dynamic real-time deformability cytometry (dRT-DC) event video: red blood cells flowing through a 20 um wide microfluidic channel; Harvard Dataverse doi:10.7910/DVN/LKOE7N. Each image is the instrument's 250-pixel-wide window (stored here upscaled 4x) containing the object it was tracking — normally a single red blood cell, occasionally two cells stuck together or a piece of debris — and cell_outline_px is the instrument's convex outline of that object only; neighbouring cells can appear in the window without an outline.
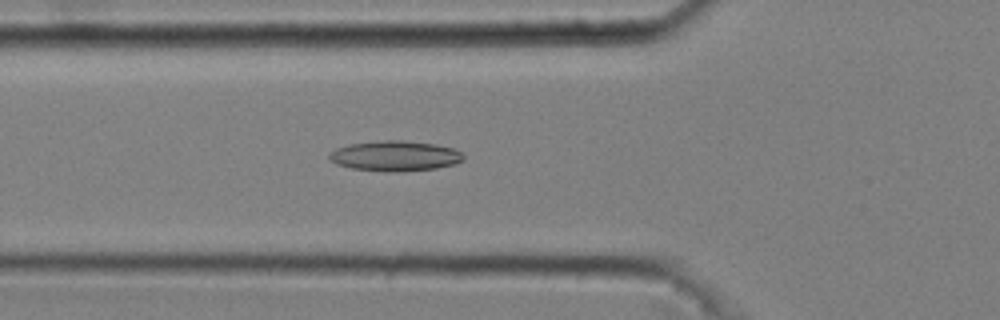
{"species": "common noctule bat (a hibernating species)", "species_latin": "Nyctalus noctula", "temperature_condition": "cold", "stored_images_in_passage": 52, "camera_frame_rate_fps": 3000, "um_per_image_px": 0.085, "animal": {"sex": "male", "body_mass_g": 20.4}, "frame": {"image": 1, "passage_image": 19, "time_ms": 6.0, "image_size_px": [1000, 320], "cell_outline_px": [[464, 160], [456, 164], [436, 168], [396, 172], [384, 172], [352, 168], [336, 164], [328, 160], [328, 152], [336, 148], [348, 144], [384, 140], [400, 140], [436, 144], [456, 148], [464, 156]], "centroid_in_image_um": [33.56, 13.25], "position_along_channel_um": 92.2, "area_um2": 23.99}}
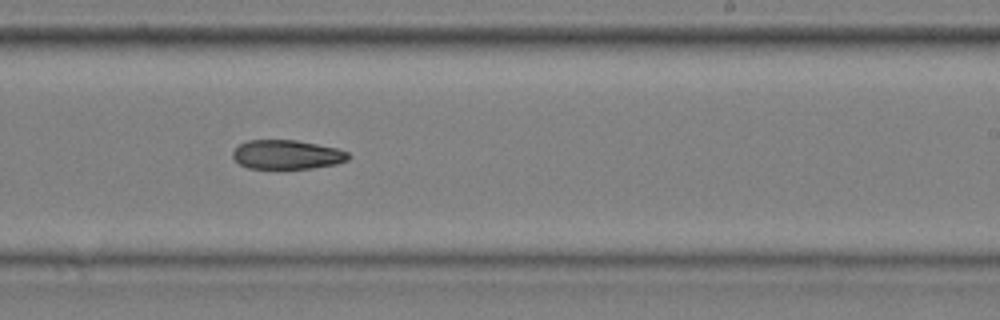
{"frame": {"image": 2, "passage_image": 33, "time_ms": 10.667, "image_size_px": [1000, 320], "cell_outline_px": [[352, 156], [348, 160], [336, 164], [312, 168], [248, 168], [240, 164], [232, 156], [232, 152], [240, 144], [248, 140], [296, 140], [336, 148], [348, 152]], "centroid_in_image_um": [24.41, 13.14], "position_along_channel_um": 264.6, "area_um2": 19.54}}
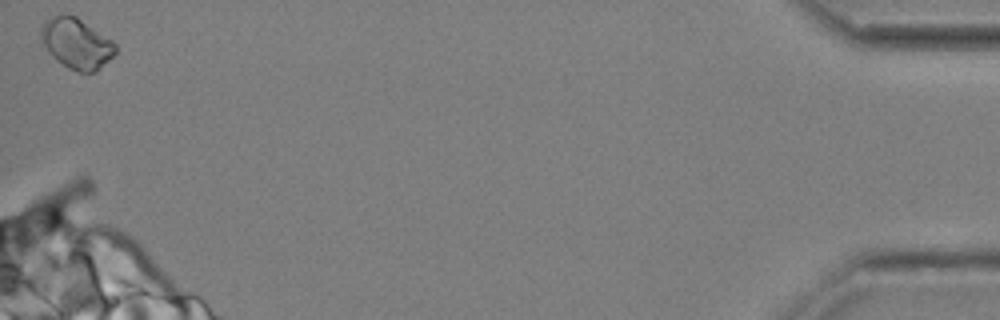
{"frame": {"image": 3, "passage_image": 52, "time_ms": 17.0, "image_size_px": [1000, 320], "cell_outline_px": [[116, 52], [96, 72], [80, 72], [68, 68], [56, 60], [48, 52], [40, 40], [40, 28], [44, 20], [60, 12], [64, 12], [76, 16], [112, 40], [116, 44]], "centroid_in_image_um": [6.45, 3.66], "position_along_channel_um": 428.7, "area_um2": 22.2}}